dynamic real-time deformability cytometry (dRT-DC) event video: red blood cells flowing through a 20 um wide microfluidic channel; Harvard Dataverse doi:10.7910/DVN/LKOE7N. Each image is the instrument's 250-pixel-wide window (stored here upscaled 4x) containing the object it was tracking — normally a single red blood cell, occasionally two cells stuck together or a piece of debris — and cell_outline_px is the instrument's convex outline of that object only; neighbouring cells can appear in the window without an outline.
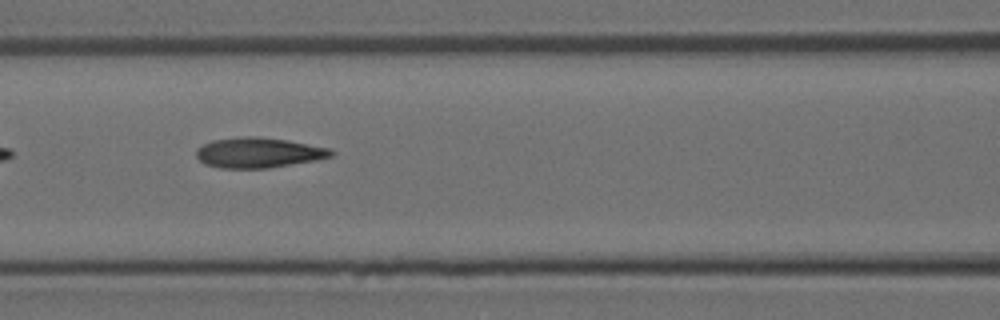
{"species": "Egyptian fruit bat (a non-hibernating species)", "species_latin": "Rousettus aegyptiacus", "temperature_condition": "room temperature", "stored_images_in_passage": 5, "camera_frame_rate_fps": 3000, "um_per_image_px": 0.085, "animal": {"sex": "female"}, "frame": {"image": 1, "passage_image": 4, "time_ms": 1.0, "image_size_px": [1000, 320], "cell_outline_px": [[336, 152], [332, 156], [316, 160], [268, 168], [220, 168], [204, 164], [196, 156], [196, 148], [212, 140], [248, 136], [260, 136], [288, 140], [332, 148]], "centroid_in_image_um": [22.0, 12.97], "position_along_channel_um": 144.6, "area_um2": 23.93}}
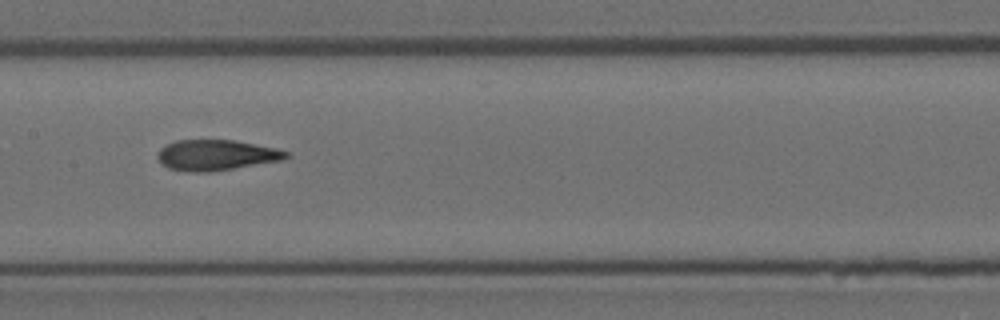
{"frame": {"image": 2, "passage_image": 5, "time_ms": 1.333, "image_size_px": [1000, 320], "cell_outline_px": [[292, 156], [284, 160], [208, 172], [192, 172], [168, 168], [156, 156], [160, 148], [176, 140], [236, 140], [276, 148], [288, 152]], "centroid_in_image_um": [18.42, 13.18], "position_along_channel_um": 189.0, "area_um2": 22.89}}